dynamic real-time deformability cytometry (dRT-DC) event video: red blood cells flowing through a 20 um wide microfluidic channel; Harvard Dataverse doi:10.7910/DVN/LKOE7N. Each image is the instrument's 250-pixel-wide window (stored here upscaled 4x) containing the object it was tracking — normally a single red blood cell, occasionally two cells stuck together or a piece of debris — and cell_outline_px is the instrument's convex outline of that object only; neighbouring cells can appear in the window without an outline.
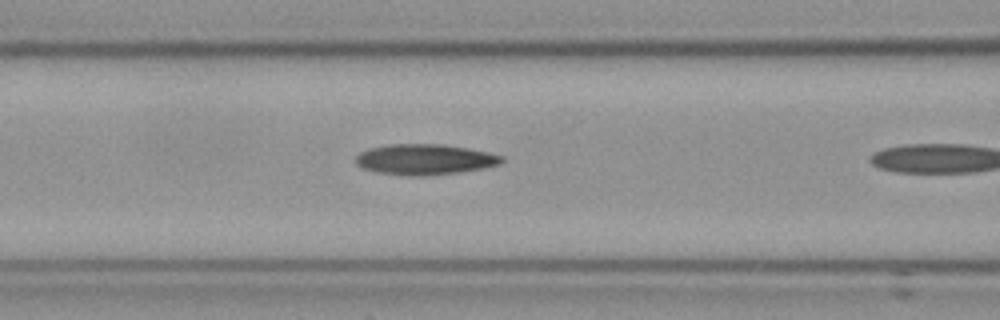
{"species": "Egyptian fruit bat (a non-hibernating species)", "species_latin": "Rousettus aegyptiacus", "temperature_condition": "cold", "stored_images_in_passage": 10, "camera_frame_rate_fps": 3000, "um_per_image_px": 0.085, "frame": {"image": 1, "passage_image": 9, "time_ms": 2.667, "image_size_px": [1000, 320], "cell_outline_px": [[504, 160], [500, 164], [480, 168], [456, 172], [416, 176], [412, 176], [380, 172], [364, 168], [356, 164], [356, 156], [360, 152], [368, 148], [388, 144], [444, 144], [468, 148], [488, 152], [500, 156]], "centroid_in_image_um": [36.07, 13.53], "position_along_channel_um": 130.5, "area_um2": 25.61}}